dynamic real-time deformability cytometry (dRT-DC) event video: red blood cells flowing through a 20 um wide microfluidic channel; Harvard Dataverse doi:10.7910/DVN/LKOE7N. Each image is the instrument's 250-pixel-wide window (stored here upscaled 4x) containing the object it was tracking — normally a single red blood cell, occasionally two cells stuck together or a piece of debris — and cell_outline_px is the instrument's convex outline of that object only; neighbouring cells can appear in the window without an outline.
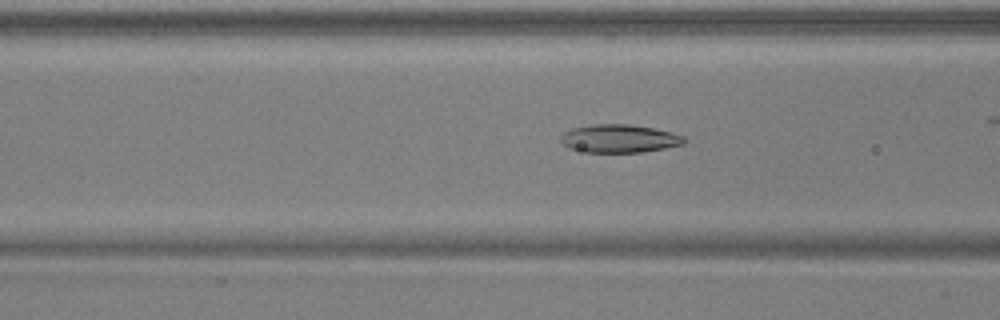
{"species": "common noctule bat (a hibernating species)", "species_latin": "Nyctalus noctula", "temperature_condition": "warm", "stored_images_in_passage": 45, "camera_frame_rate_fps": 3000, "um_per_image_px": 0.085, "animal": {"sex": "male", "body_mass_g": 17.9, "forearm_length_mm": 54.2}, "frame": {"image": 1, "passage_image": 21, "time_ms": 6.667, "image_size_px": [1000, 320], "cell_outline_px": [[688, 140], [684, 144], [664, 148], [640, 152], [588, 152], [568, 148], [560, 140], [560, 136], [564, 132], [572, 128], [592, 124], [628, 124], [652, 128], [672, 132], [684, 136]], "centroid_in_image_um": [52.65, 11.77], "position_along_channel_um": 114.0, "area_um2": 20.23}}
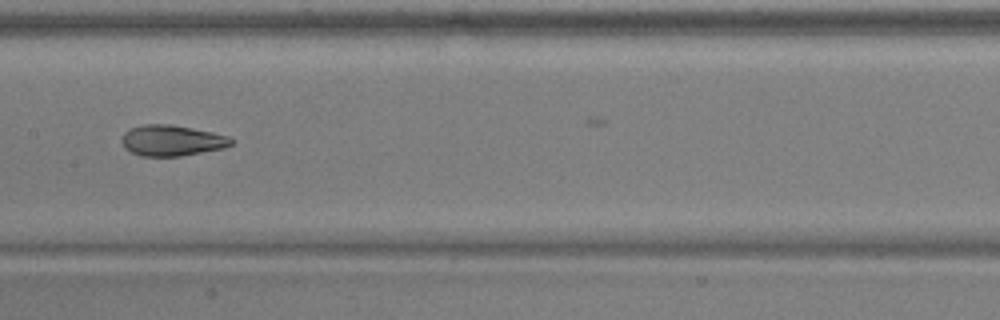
{"frame": {"image": 2, "passage_image": 27, "time_ms": 8.667, "image_size_px": [1000, 320], "cell_outline_px": [[236, 140], [232, 144], [224, 148], [180, 156], [140, 156], [124, 148], [120, 140], [124, 132], [132, 128], [144, 124], [168, 124], [192, 128], [212, 132], [228, 136]], "centroid_in_image_um": [14.6, 11.94], "position_along_channel_um": 192.8, "area_um2": 19.71}}
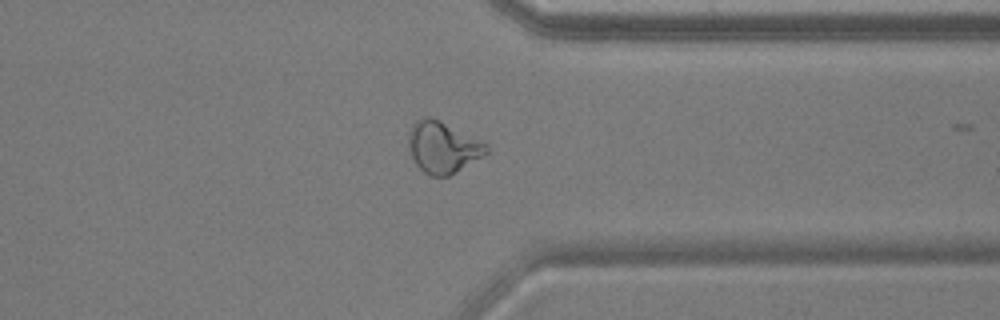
{"frame": {"image": 3, "passage_image": 41, "time_ms": 13.333, "image_size_px": [1000, 320], "cell_outline_px": [[488, 152], [484, 156], [448, 176], [428, 176], [416, 164], [412, 156], [408, 144], [408, 136], [412, 124], [416, 120], [424, 116], [428, 116], [440, 120], [488, 144]], "centroid_in_image_um": [37.63, 12.51], "position_along_channel_um": 373.8, "area_um2": 23.29}, "authors_computed_cell_mechanics": {"area_um2": 20.8658, "velocity_mm_per_s": 3.924, "shape_relaxation_time_tau1_ms": 8.1899, "shape_relaxation_time_tau2_ms": 1.1976, "deformation_change_tau1": 0.2329, "deformation_change_tau2": 0.0776}}